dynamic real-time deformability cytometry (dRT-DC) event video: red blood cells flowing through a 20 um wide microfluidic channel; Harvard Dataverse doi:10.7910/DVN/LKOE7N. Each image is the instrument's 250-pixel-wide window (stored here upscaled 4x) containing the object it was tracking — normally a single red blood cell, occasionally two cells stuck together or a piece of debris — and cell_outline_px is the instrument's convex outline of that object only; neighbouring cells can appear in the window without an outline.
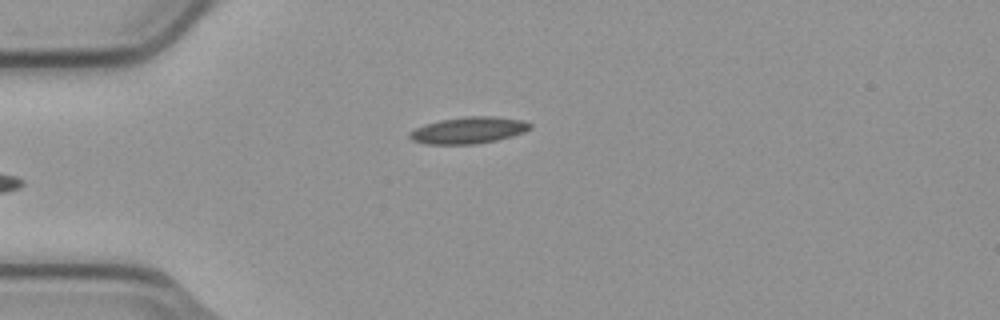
{"species": "common noctule bat (a hibernating species)", "species_latin": "Nyctalus noctula", "temperature_condition": "cold", "stored_images_in_passage": 5, "camera_frame_rate_fps": 3000, "um_per_image_px": 0.085, "animal": {"sex": "male", "body_mass_g": 23.1, "forearm_length_mm": 52.7}, "frame": {"image": 1, "passage_image": 5, "time_ms": 1.333, "image_size_px": [1000, 320], "cell_outline_px": [[532, 128], [524, 132], [512, 136], [496, 140], [476, 144], [428, 144], [412, 140], [408, 136], [416, 128], [440, 120], [468, 116], [492, 116], [524, 120], [532, 124]], "centroid_in_image_um": [39.89, 11.07], "position_along_channel_um": 45.1, "area_um2": 18.5}}